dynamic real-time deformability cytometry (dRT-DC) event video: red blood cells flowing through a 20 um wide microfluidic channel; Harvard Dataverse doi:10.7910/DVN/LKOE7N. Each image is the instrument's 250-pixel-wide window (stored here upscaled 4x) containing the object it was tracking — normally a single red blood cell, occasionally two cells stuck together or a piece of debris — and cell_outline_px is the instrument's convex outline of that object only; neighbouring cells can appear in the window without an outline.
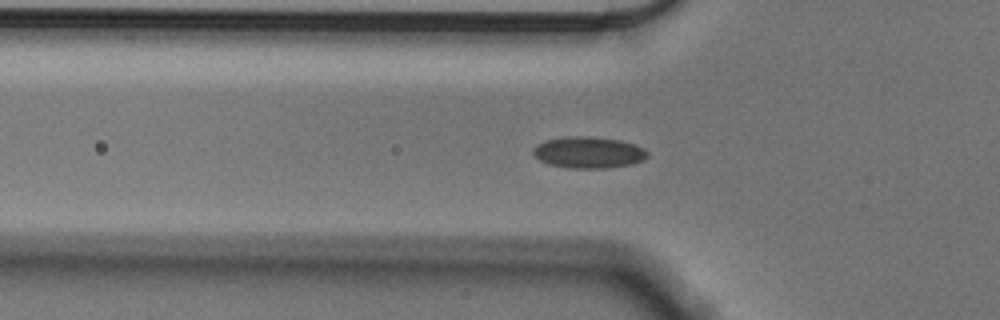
{"species": "Egyptian fruit bat (a non-hibernating species)", "species_latin": "Rousettus aegyptiacus", "temperature_condition": "cold", "stored_images_in_passage": 57, "camera_frame_rate_fps": 3000, "um_per_image_px": 0.085, "animal": {"sex": "male"}, "frame": {"image": 1, "passage_image": 18, "time_ms": 5.667, "image_size_px": [1000, 320], "cell_outline_px": [[648, 156], [644, 160], [632, 164], [604, 168], [572, 168], [548, 164], [540, 160], [532, 152], [532, 148], [536, 144], [544, 140], [568, 136], [588, 136], [620, 140], [636, 144], [644, 148], [648, 152]], "centroid_in_image_um": [50.03, 12.95], "position_along_channel_um": 75.8, "area_um2": 21.1}}
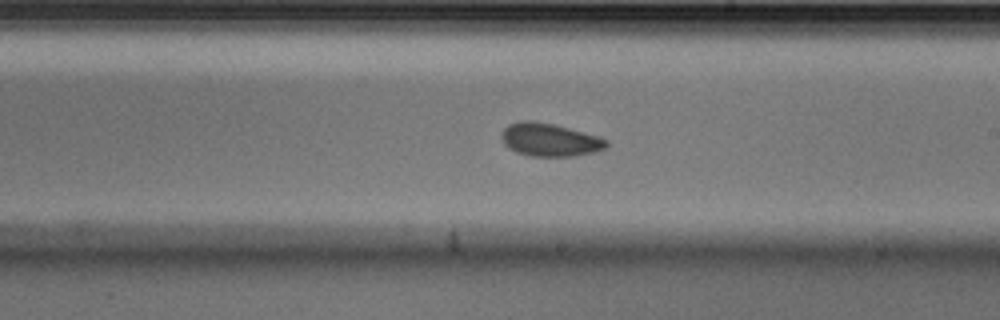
{"frame": {"image": 2, "passage_image": 32, "time_ms": 10.333, "image_size_px": [1000, 320], "cell_outline_px": [[608, 148], [596, 152], [576, 156], [528, 156], [516, 152], [508, 148], [504, 144], [500, 136], [500, 132], [508, 124], [520, 120], [532, 120], [552, 124], [600, 136], [608, 140]], "centroid_in_image_um": [46.72, 11.88], "position_along_channel_um": 242.3, "area_um2": 20.58}}
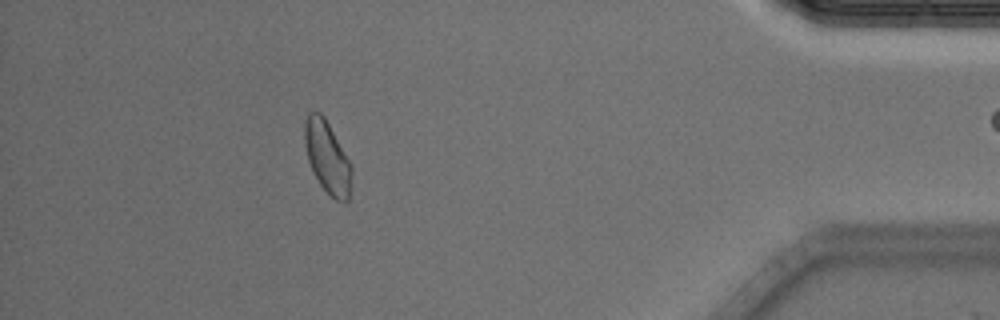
{"frame": {"image": 3, "passage_image": 50, "time_ms": 16.333, "image_size_px": [1000, 320], "cell_outline_px": [[352, 176], [348, 200], [336, 200], [320, 184], [308, 160], [304, 144], [304, 120], [308, 112], [320, 112], [324, 116], [352, 164]], "centroid_in_image_um": [27.81, 13.31], "position_along_channel_um": 407.4, "area_um2": 19.59}, "authors_computed_cell_mechanics": {"area_um2": 19.8254, "velocity_mm_per_s": 3.5513, "shape_relaxation_time_tau1_ms": 5.167, "shape_relaxation_time_tau2_ms": 2.1536, "deformation_change_tau1": 0.0735, "deformation_change_tau2": 0.0695}}